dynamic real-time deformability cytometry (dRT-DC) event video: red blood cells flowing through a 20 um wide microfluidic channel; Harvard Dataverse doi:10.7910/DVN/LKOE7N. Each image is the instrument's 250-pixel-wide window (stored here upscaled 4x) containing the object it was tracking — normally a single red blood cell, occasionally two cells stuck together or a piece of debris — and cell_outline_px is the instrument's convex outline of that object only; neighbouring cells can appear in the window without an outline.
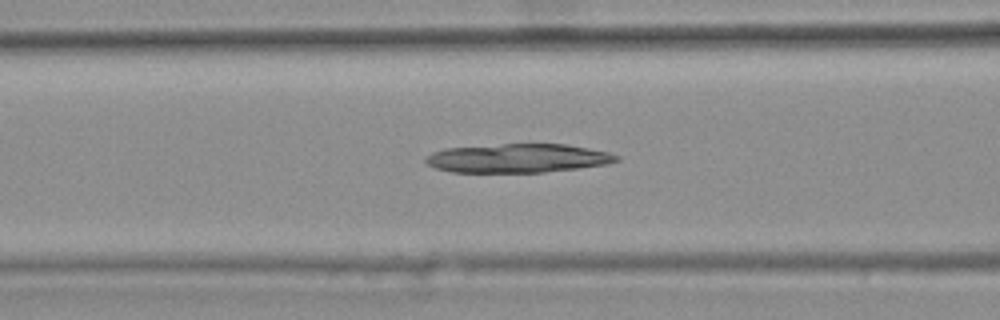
{"species": "common noctule bat (a hibernating species)", "species_latin": "Nyctalus noctula", "temperature_condition": "warm", "stored_images_in_passage": 45, "camera_frame_rate_fps": 3000, "um_per_image_px": 0.085, "animal": {"sex": "female", "body_mass_g": 25.1}, "frame": {"image": 1, "passage_image": 20, "time_ms": 6.333, "image_size_px": [1000, 320], "cell_outline_px": [[620, 160], [608, 164], [544, 172], [452, 172], [436, 168], [428, 164], [424, 160], [432, 152], [444, 148], [504, 144], [564, 144], [588, 148], [608, 152], [620, 156]], "centroid_in_image_um": [44.03, 13.44], "position_along_channel_um": 122.6, "area_um2": 31.91}}